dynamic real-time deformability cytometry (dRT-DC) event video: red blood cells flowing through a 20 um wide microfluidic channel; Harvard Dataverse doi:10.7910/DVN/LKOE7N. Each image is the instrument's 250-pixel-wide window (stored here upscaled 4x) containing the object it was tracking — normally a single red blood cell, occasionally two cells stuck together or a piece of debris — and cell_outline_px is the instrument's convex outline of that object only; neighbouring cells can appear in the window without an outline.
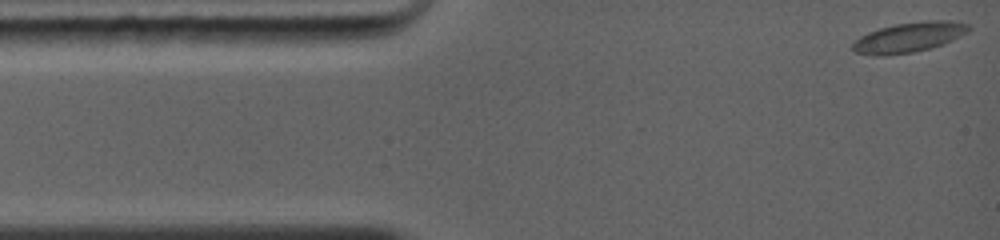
{"species": "common noctule bat (a hibernating species)", "species_latin": "Nyctalus noctula", "temperature_condition": "warm", "stored_images_in_passage": 45, "camera_frame_rate_fps": 5000, "um_per_image_px": 0.085, "animal": {"sex": "female", "body_mass_g": 19.0, "forearm_length_mm": 56.7}, "frame": {"image": 1, "passage_image": 1, "time_ms": 0.0, "image_size_px": [1000, 240], "cell_outline_px": [[972, 28], [968, 32], [944, 44], [912, 52], [880, 56], [876, 56], [856, 52], [852, 48], [852, 44], [860, 36], [868, 32], [880, 28], [896, 24], [924, 20], [952, 20], [968, 24]], "centroid_in_image_um": [77.29, 3.15], "position_along_channel_um": 7.7, "area_um2": 20.23}}
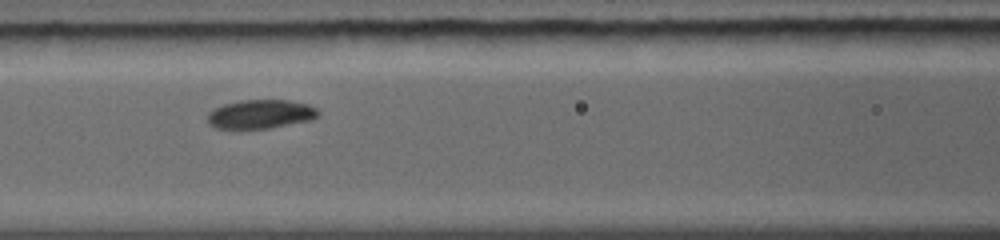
{"frame": {"image": 2, "passage_image": 20, "time_ms": 4.8, "image_size_px": [1000, 240], "cell_outline_px": [[320, 116], [312, 120], [268, 128], [216, 128], [208, 124], [208, 112], [224, 104], [240, 100], [288, 100], [308, 104], [316, 108], [320, 112]], "centroid_in_image_um": [22.18, 9.69], "position_along_channel_um": 144.4, "area_um2": 18.61}}
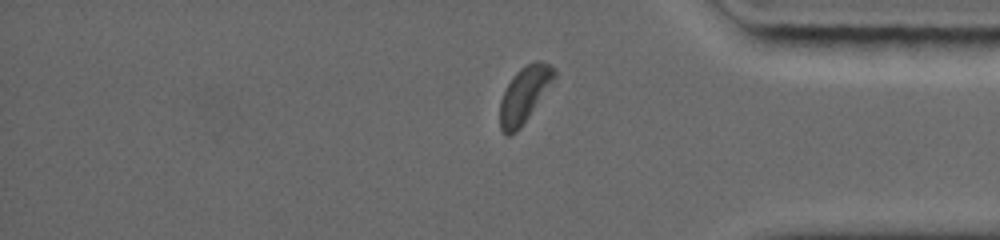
{"frame": {"image": 3, "passage_image": 39, "time_ms": 10.8, "image_size_px": [1000, 240], "cell_outline_px": [[556, 76], [520, 128], [516, 132], [508, 136], [504, 136], [500, 128], [500, 100], [512, 76], [520, 68], [536, 60], [540, 60], [556, 68]], "centroid_in_image_um": [44.55, 8.04], "position_along_channel_um": 390.6, "area_um2": 17.46}, "authors_computed_cell_mechanics": {"area_um2": 18.785, "velocity_mm_per_s": 4.3076, "shape_relaxation_time_tau1_ms": 3.0121, "shape_relaxation_time_tau2_ms": null, "deformation_change_tau1": 0.1257, "deformation_change_tau2": null}}